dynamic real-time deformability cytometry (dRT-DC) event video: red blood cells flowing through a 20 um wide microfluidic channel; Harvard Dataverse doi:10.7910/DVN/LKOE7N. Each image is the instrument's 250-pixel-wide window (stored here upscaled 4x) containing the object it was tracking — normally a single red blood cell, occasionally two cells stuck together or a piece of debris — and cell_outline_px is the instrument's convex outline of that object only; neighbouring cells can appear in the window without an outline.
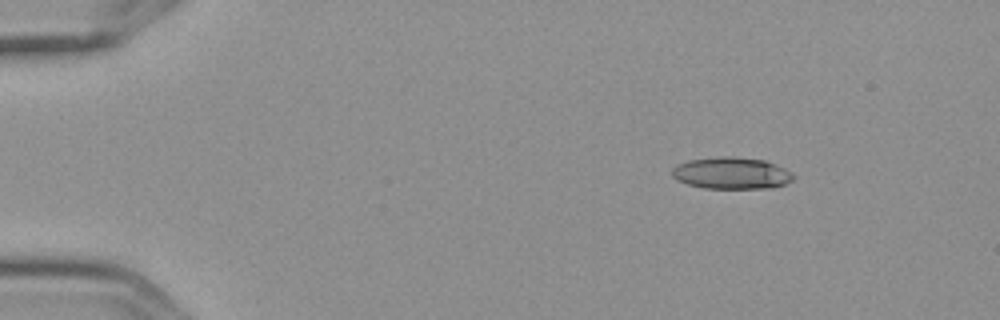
{"species": "Egyptian fruit bat (a non-hibernating species)", "species_latin": "Rousettus aegyptiacus", "temperature_condition": "cold", "stored_images_in_passage": 10, "camera_frame_rate_fps": 3000, "um_per_image_px": 0.085, "frame": {"image": 1, "passage_image": 2, "time_ms": 0.333, "image_size_px": [1000, 320], "cell_outline_px": [[796, 176], [792, 180], [784, 184], [772, 188], [704, 188], [688, 184], [676, 180], [672, 176], [672, 168], [676, 164], [688, 160], [720, 156], [732, 156], [764, 160], [784, 168], [792, 172]], "centroid_in_image_um": [62.16, 14.71], "position_along_channel_um": 22.8, "area_um2": 22.6}}
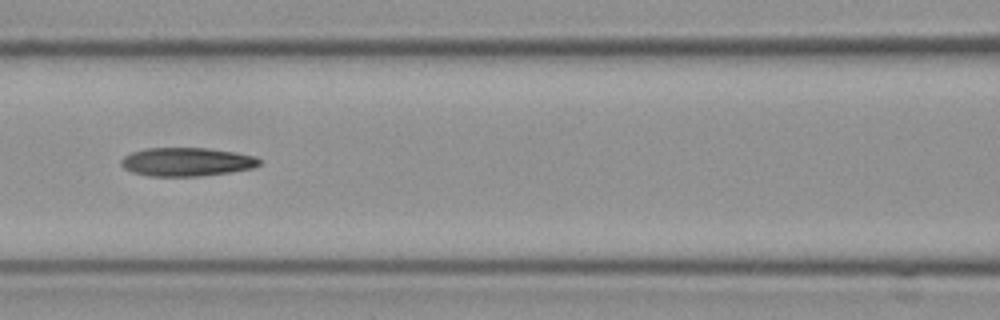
{"frame": {"image": 2, "passage_image": 7, "time_ms": 2.0, "image_size_px": [1000, 320], "cell_outline_px": [[260, 164], [256, 168], [200, 176], [148, 176], [132, 172], [124, 168], [120, 164], [120, 160], [124, 156], [132, 152], [148, 148], [208, 148], [236, 152], [256, 156], [260, 160]], "centroid_in_image_um": [15.88, 13.76], "position_along_channel_um": 150.7, "area_um2": 23.12}}
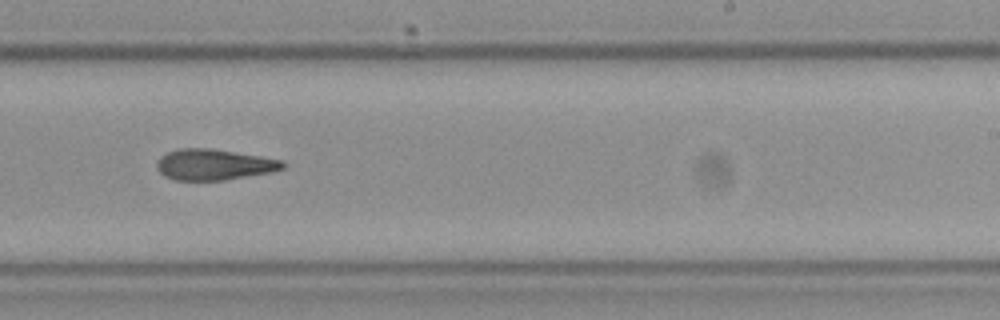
{"frame": {"image": 3, "passage_image": 10, "time_ms": 3.0, "image_size_px": [1000, 320], "cell_outline_px": [[284, 168], [272, 172], [224, 180], [176, 180], [164, 176], [156, 168], [156, 160], [160, 156], [176, 148], [212, 148], [284, 160]], "centroid_in_image_um": [18.16, 13.98], "position_along_channel_um": 270.8, "area_um2": 22.83}}